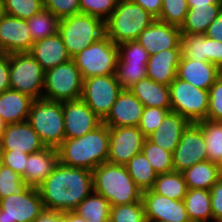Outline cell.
Instances as JSON below:
<instances>
[{
    "label": "cell",
    "mask_w": 222,
    "mask_h": 222,
    "mask_svg": "<svg viewBox=\"0 0 222 222\" xmlns=\"http://www.w3.org/2000/svg\"><path fill=\"white\" fill-rule=\"evenodd\" d=\"M37 189L46 209L74 211L93 192V173L59 163Z\"/></svg>",
    "instance_id": "obj_1"
},
{
    "label": "cell",
    "mask_w": 222,
    "mask_h": 222,
    "mask_svg": "<svg viewBox=\"0 0 222 222\" xmlns=\"http://www.w3.org/2000/svg\"><path fill=\"white\" fill-rule=\"evenodd\" d=\"M57 151L61 164L92 171L100 164L107 162L109 127L102 123L79 138L64 139Z\"/></svg>",
    "instance_id": "obj_2"
},
{
    "label": "cell",
    "mask_w": 222,
    "mask_h": 222,
    "mask_svg": "<svg viewBox=\"0 0 222 222\" xmlns=\"http://www.w3.org/2000/svg\"><path fill=\"white\" fill-rule=\"evenodd\" d=\"M93 191L111 206L142 202V191L129 175L125 165L102 163L92 170Z\"/></svg>",
    "instance_id": "obj_3"
},
{
    "label": "cell",
    "mask_w": 222,
    "mask_h": 222,
    "mask_svg": "<svg viewBox=\"0 0 222 222\" xmlns=\"http://www.w3.org/2000/svg\"><path fill=\"white\" fill-rule=\"evenodd\" d=\"M155 20L139 4L131 0H118L114 11L105 21L106 36L116 45L134 41Z\"/></svg>",
    "instance_id": "obj_4"
},
{
    "label": "cell",
    "mask_w": 222,
    "mask_h": 222,
    "mask_svg": "<svg viewBox=\"0 0 222 222\" xmlns=\"http://www.w3.org/2000/svg\"><path fill=\"white\" fill-rule=\"evenodd\" d=\"M59 35L71 59L106 35L105 21L88 14L60 19Z\"/></svg>",
    "instance_id": "obj_5"
},
{
    "label": "cell",
    "mask_w": 222,
    "mask_h": 222,
    "mask_svg": "<svg viewBox=\"0 0 222 222\" xmlns=\"http://www.w3.org/2000/svg\"><path fill=\"white\" fill-rule=\"evenodd\" d=\"M27 122L46 147L58 148L65 139L63 102L33 100Z\"/></svg>",
    "instance_id": "obj_6"
},
{
    "label": "cell",
    "mask_w": 222,
    "mask_h": 222,
    "mask_svg": "<svg viewBox=\"0 0 222 222\" xmlns=\"http://www.w3.org/2000/svg\"><path fill=\"white\" fill-rule=\"evenodd\" d=\"M83 78L73 59L45 71L42 98L66 102L81 99Z\"/></svg>",
    "instance_id": "obj_7"
},
{
    "label": "cell",
    "mask_w": 222,
    "mask_h": 222,
    "mask_svg": "<svg viewBox=\"0 0 222 222\" xmlns=\"http://www.w3.org/2000/svg\"><path fill=\"white\" fill-rule=\"evenodd\" d=\"M72 59L80 70L83 79L116 74L118 45L105 35Z\"/></svg>",
    "instance_id": "obj_8"
},
{
    "label": "cell",
    "mask_w": 222,
    "mask_h": 222,
    "mask_svg": "<svg viewBox=\"0 0 222 222\" xmlns=\"http://www.w3.org/2000/svg\"><path fill=\"white\" fill-rule=\"evenodd\" d=\"M171 111L186 118L190 123L207 119L209 94L185 80L175 78L169 85Z\"/></svg>",
    "instance_id": "obj_9"
},
{
    "label": "cell",
    "mask_w": 222,
    "mask_h": 222,
    "mask_svg": "<svg viewBox=\"0 0 222 222\" xmlns=\"http://www.w3.org/2000/svg\"><path fill=\"white\" fill-rule=\"evenodd\" d=\"M45 71L29 52L10 53V89L41 99Z\"/></svg>",
    "instance_id": "obj_10"
},
{
    "label": "cell",
    "mask_w": 222,
    "mask_h": 222,
    "mask_svg": "<svg viewBox=\"0 0 222 222\" xmlns=\"http://www.w3.org/2000/svg\"><path fill=\"white\" fill-rule=\"evenodd\" d=\"M123 87L116 74L83 79L81 99L100 118L104 119L116 102Z\"/></svg>",
    "instance_id": "obj_11"
},
{
    "label": "cell",
    "mask_w": 222,
    "mask_h": 222,
    "mask_svg": "<svg viewBox=\"0 0 222 222\" xmlns=\"http://www.w3.org/2000/svg\"><path fill=\"white\" fill-rule=\"evenodd\" d=\"M45 209L36 187H28L22 194L0 199L2 222H33Z\"/></svg>",
    "instance_id": "obj_12"
},
{
    "label": "cell",
    "mask_w": 222,
    "mask_h": 222,
    "mask_svg": "<svg viewBox=\"0 0 222 222\" xmlns=\"http://www.w3.org/2000/svg\"><path fill=\"white\" fill-rule=\"evenodd\" d=\"M146 137L138 127H109V155L107 162L125 165L141 153Z\"/></svg>",
    "instance_id": "obj_13"
},
{
    "label": "cell",
    "mask_w": 222,
    "mask_h": 222,
    "mask_svg": "<svg viewBox=\"0 0 222 222\" xmlns=\"http://www.w3.org/2000/svg\"><path fill=\"white\" fill-rule=\"evenodd\" d=\"M172 160L176 172H183L196 163L207 160L203 131L196 123H190L183 131Z\"/></svg>",
    "instance_id": "obj_14"
},
{
    "label": "cell",
    "mask_w": 222,
    "mask_h": 222,
    "mask_svg": "<svg viewBox=\"0 0 222 222\" xmlns=\"http://www.w3.org/2000/svg\"><path fill=\"white\" fill-rule=\"evenodd\" d=\"M146 222H191L183 200H173L152 190L142 192Z\"/></svg>",
    "instance_id": "obj_15"
},
{
    "label": "cell",
    "mask_w": 222,
    "mask_h": 222,
    "mask_svg": "<svg viewBox=\"0 0 222 222\" xmlns=\"http://www.w3.org/2000/svg\"><path fill=\"white\" fill-rule=\"evenodd\" d=\"M65 139L79 138L102 124L82 99L63 102Z\"/></svg>",
    "instance_id": "obj_16"
},
{
    "label": "cell",
    "mask_w": 222,
    "mask_h": 222,
    "mask_svg": "<svg viewBox=\"0 0 222 222\" xmlns=\"http://www.w3.org/2000/svg\"><path fill=\"white\" fill-rule=\"evenodd\" d=\"M33 43L26 19L6 14L0 18V50L3 53L29 52Z\"/></svg>",
    "instance_id": "obj_17"
},
{
    "label": "cell",
    "mask_w": 222,
    "mask_h": 222,
    "mask_svg": "<svg viewBox=\"0 0 222 222\" xmlns=\"http://www.w3.org/2000/svg\"><path fill=\"white\" fill-rule=\"evenodd\" d=\"M180 28L156 19L137 38L149 56L168 49H181Z\"/></svg>",
    "instance_id": "obj_18"
},
{
    "label": "cell",
    "mask_w": 222,
    "mask_h": 222,
    "mask_svg": "<svg viewBox=\"0 0 222 222\" xmlns=\"http://www.w3.org/2000/svg\"><path fill=\"white\" fill-rule=\"evenodd\" d=\"M45 147L37 132L27 121L7 124L0 139V150L32 154Z\"/></svg>",
    "instance_id": "obj_19"
},
{
    "label": "cell",
    "mask_w": 222,
    "mask_h": 222,
    "mask_svg": "<svg viewBox=\"0 0 222 222\" xmlns=\"http://www.w3.org/2000/svg\"><path fill=\"white\" fill-rule=\"evenodd\" d=\"M144 106L129 90L123 89L102 123L108 127H138Z\"/></svg>",
    "instance_id": "obj_20"
},
{
    "label": "cell",
    "mask_w": 222,
    "mask_h": 222,
    "mask_svg": "<svg viewBox=\"0 0 222 222\" xmlns=\"http://www.w3.org/2000/svg\"><path fill=\"white\" fill-rule=\"evenodd\" d=\"M60 163L57 148L45 147L29 154L22 180L30 187L38 188Z\"/></svg>",
    "instance_id": "obj_21"
},
{
    "label": "cell",
    "mask_w": 222,
    "mask_h": 222,
    "mask_svg": "<svg viewBox=\"0 0 222 222\" xmlns=\"http://www.w3.org/2000/svg\"><path fill=\"white\" fill-rule=\"evenodd\" d=\"M221 75L222 70L211 62H200L181 57L176 77L187 81L197 88L209 90Z\"/></svg>",
    "instance_id": "obj_22"
},
{
    "label": "cell",
    "mask_w": 222,
    "mask_h": 222,
    "mask_svg": "<svg viewBox=\"0 0 222 222\" xmlns=\"http://www.w3.org/2000/svg\"><path fill=\"white\" fill-rule=\"evenodd\" d=\"M181 49H168L149 56L146 73L154 82L169 86L177 74Z\"/></svg>",
    "instance_id": "obj_23"
},
{
    "label": "cell",
    "mask_w": 222,
    "mask_h": 222,
    "mask_svg": "<svg viewBox=\"0 0 222 222\" xmlns=\"http://www.w3.org/2000/svg\"><path fill=\"white\" fill-rule=\"evenodd\" d=\"M29 53L44 71L71 60L59 33L34 42Z\"/></svg>",
    "instance_id": "obj_24"
},
{
    "label": "cell",
    "mask_w": 222,
    "mask_h": 222,
    "mask_svg": "<svg viewBox=\"0 0 222 222\" xmlns=\"http://www.w3.org/2000/svg\"><path fill=\"white\" fill-rule=\"evenodd\" d=\"M190 122L176 112L170 111L155 132L147 138L165 151L173 154L181 140L183 131Z\"/></svg>",
    "instance_id": "obj_25"
},
{
    "label": "cell",
    "mask_w": 222,
    "mask_h": 222,
    "mask_svg": "<svg viewBox=\"0 0 222 222\" xmlns=\"http://www.w3.org/2000/svg\"><path fill=\"white\" fill-rule=\"evenodd\" d=\"M33 100L13 89L3 91L0 93V117L6 124L27 121Z\"/></svg>",
    "instance_id": "obj_26"
},
{
    "label": "cell",
    "mask_w": 222,
    "mask_h": 222,
    "mask_svg": "<svg viewBox=\"0 0 222 222\" xmlns=\"http://www.w3.org/2000/svg\"><path fill=\"white\" fill-rule=\"evenodd\" d=\"M144 107L171 109L169 86L146 77L129 88Z\"/></svg>",
    "instance_id": "obj_27"
},
{
    "label": "cell",
    "mask_w": 222,
    "mask_h": 222,
    "mask_svg": "<svg viewBox=\"0 0 222 222\" xmlns=\"http://www.w3.org/2000/svg\"><path fill=\"white\" fill-rule=\"evenodd\" d=\"M221 11L222 4H206L189 8L184 23L180 27L181 34H205Z\"/></svg>",
    "instance_id": "obj_28"
},
{
    "label": "cell",
    "mask_w": 222,
    "mask_h": 222,
    "mask_svg": "<svg viewBox=\"0 0 222 222\" xmlns=\"http://www.w3.org/2000/svg\"><path fill=\"white\" fill-rule=\"evenodd\" d=\"M188 189H205L212 186L222 177V168L209 160L201 161L182 172Z\"/></svg>",
    "instance_id": "obj_29"
},
{
    "label": "cell",
    "mask_w": 222,
    "mask_h": 222,
    "mask_svg": "<svg viewBox=\"0 0 222 222\" xmlns=\"http://www.w3.org/2000/svg\"><path fill=\"white\" fill-rule=\"evenodd\" d=\"M211 193L205 189H188L183 202L191 222H213Z\"/></svg>",
    "instance_id": "obj_30"
},
{
    "label": "cell",
    "mask_w": 222,
    "mask_h": 222,
    "mask_svg": "<svg viewBox=\"0 0 222 222\" xmlns=\"http://www.w3.org/2000/svg\"><path fill=\"white\" fill-rule=\"evenodd\" d=\"M111 205L106 198L96 192L87 196L74 210L87 222H109Z\"/></svg>",
    "instance_id": "obj_31"
},
{
    "label": "cell",
    "mask_w": 222,
    "mask_h": 222,
    "mask_svg": "<svg viewBox=\"0 0 222 222\" xmlns=\"http://www.w3.org/2000/svg\"><path fill=\"white\" fill-rule=\"evenodd\" d=\"M151 190L173 200H183L188 187L182 172L173 171L158 174Z\"/></svg>",
    "instance_id": "obj_32"
},
{
    "label": "cell",
    "mask_w": 222,
    "mask_h": 222,
    "mask_svg": "<svg viewBox=\"0 0 222 222\" xmlns=\"http://www.w3.org/2000/svg\"><path fill=\"white\" fill-rule=\"evenodd\" d=\"M203 131L207 160L222 168V122L202 120L196 123Z\"/></svg>",
    "instance_id": "obj_33"
},
{
    "label": "cell",
    "mask_w": 222,
    "mask_h": 222,
    "mask_svg": "<svg viewBox=\"0 0 222 222\" xmlns=\"http://www.w3.org/2000/svg\"><path fill=\"white\" fill-rule=\"evenodd\" d=\"M125 166L129 175L142 192L152 189L158 174L142 152L132 157Z\"/></svg>",
    "instance_id": "obj_34"
},
{
    "label": "cell",
    "mask_w": 222,
    "mask_h": 222,
    "mask_svg": "<svg viewBox=\"0 0 222 222\" xmlns=\"http://www.w3.org/2000/svg\"><path fill=\"white\" fill-rule=\"evenodd\" d=\"M60 19L49 10L42 9L32 18L27 19V24L33 42L42 40L58 33Z\"/></svg>",
    "instance_id": "obj_35"
},
{
    "label": "cell",
    "mask_w": 222,
    "mask_h": 222,
    "mask_svg": "<svg viewBox=\"0 0 222 222\" xmlns=\"http://www.w3.org/2000/svg\"><path fill=\"white\" fill-rule=\"evenodd\" d=\"M181 57L209 62V37L205 34L181 35Z\"/></svg>",
    "instance_id": "obj_36"
},
{
    "label": "cell",
    "mask_w": 222,
    "mask_h": 222,
    "mask_svg": "<svg viewBox=\"0 0 222 222\" xmlns=\"http://www.w3.org/2000/svg\"><path fill=\"white\" fill-rule=\"evenodd\" d=\"M141 152L149 161L157 174L170 173L174 171L172 153L165 151L160 146L152 143L146 138Z\"/></svg>",
    "instance_id": "obj_37"
},
{
    "label": "cell",
    "mask_w": 222,
    "mask_h": 222,
    "mask_svg": "<svg viewBox=\"0 0 222 222\" xmlns=\"http://www.w3.org/2000/svg\"><path fill=\"white\" fill-rule=\"evenodd\" d=\"M5 14L29 19L44 9L43 0H4Z\"/></svg>",
    "instance_id": "obj_38"
},
{
    "label": "cell",
    "mask_w": 222,
    "mask_h": 222,
    "mask_svg": "<svg viewBox=\"0 0 222 222\" xmlns=\"http://www.w3.org/2000/svg\"><path fill=\"white\" fill-rule=\"evenodd\" d=\"M189 8L187 0H163L158 20L181 27Z\"/></svg>",
    "instance_id": "obj_39"
},
{
    "label": "cell",
    "mask_w": 222,
    "mask_h": 222,
    "mask_svg": "<svg viewBox=\"0 0 222 222\" xmlns=\"http://www.w3.org/2000/svg\"><path fill=\"white\" fill-rule=\"evenodd\" d=\"M29 185L22 180V177L1 164L0 166V199L10 196L11 194H22Z\"/></svg>",
    "instance_id": "obj_40"
},
{
    "label": "cell",
    "mask_w": 222,
    "mask_h": 222,
    "mask_svg": "<svg viewBox=\"0 0 222 222\" xmlns=\"http://www.w3.org/2000/svg\"><path fill=\"white\" fill-rule=\"evenodd\" d=\"M148 52L137 41H126L118 45L117 64H147Z\"/></svg>",
    "instance_id": "obj_41"
},
{
    "label": "cell",
    "mask_w": 222,
    "mask_h": 222,
    "mask_svg": "<svg viewBox=\"0 0 222 222\" xmlns=\"http://www.w3.org/2000/svg\"><path fill=\"white\" fill-rule=\"evenodd\" d=\"M109 222H146L143 203L111 206Z\"/></svg>",
    "instance_id": "obj_42"
},
{
    "label": "cell",
    "mask_w": 222,
    "mask_h": 222,
    "mask_svg": "<svg viewBox=\"0 0 222 222\" xmlns=\"http://www.w3.org/2000/svg\"><path fill=\"white\" fill-rule=\"evenodd\" d=\"M147 64H117L116 77L123 89H129L147 77Z\"/></svg>",
    "instance_id": "obj_43"
},
{
    "label": "cell",
    "mask_w": 222,
    "mask_h": 222,
    "mask_svg": "<svg viewBox=\"0 0 222 222\" xmlns=\"http://www.w3.org/2000/svg\"><path fill=\"white\" fill-rule=\"evenodd\" d=\"M170 111L171 109L144 107L138 128L147 138L150 134L156 131L158 126L162 123L163 119Z\"/></svg>",
    "instance_id": "obj_44"
},
{
    "label": "cell",
    "mask_w": 222,
    "mask_h": 222,
    "mask_svg": "<svg viewBox=\"0 0 222 222\" xmlns=\"http://www.w3.org/2000/svg\"><path fill=\"white\" fill-rule=\"evenodd\" d=\"M117 2L118 0H80V13L106 21L117 6Z\"/></svg>",
    "instance_id": "obj_45"
},
{
    "label": "cell",
    "mask_w": 222,
    "mask_h": 222,
    "mask_svg": "<svg viewBox=\"0 0 222 222\" xmlns=\"http://www.w3.org/2000/svg\"><path fill=\"white\" fill-rule=\"evenodd\" d=\"M44 9L59 19L80 13V0H43Z\"/></svg>",
    "instance_id": "obj_46"
},
{
    "label": "cell",
    "mask_w": 222,
    "mask_h": 222,
    "mask_svg": "<svg viewBox=\"0 0 222 222\" xmlns=\"http://www.w3.org/2000/svg\"><path fill=\"white\" fill-rule=\"evenodd\" d=\"M209 105L207 120L222 122V75L208 90Z\"/></svg>",
    "instance_id": "obj_47"
},
{
    "label": "cell",
    "mask_w": 222,
    "mask_h": 222,
    "mask_svg": "<svg viewBox=\"0 0 222 222\" xmlns=\"http://www.w3.org/2000/svg\"><path fill=\"white\" fill-rule=\"evenodd\" d=\"M28 155L29 154L23 153L21 151L14 152V150H0V159L2 165L11 168L20 176L24 174Z\"/></svg>",
    "instance_id": "obj_48"
},
{
    "label": "cell",
    "mask_w": 222,
    "mask_h": 222,
    "mask_svg": "<svg viewBox=\"0 0 222 222\" xmlns=\"http://www.w3.org/2000/svg\"><path fill=\"white\" fill-rule=\"evenodd\" d=\"M210 193L213 222H222V177L212 186Z\"/></svg>",
    "instance_id": "obj_49"
},
{
    "label": "cell",
    "mask_w": 222,
    "mask_h": 222,
    "mask_svg": "<svg viewBox=\"0 0 222 222\" xmlns=\"http://www.w3.org/2000/svg\"><path fill=\"white\" fill-rule=\"evenodd\" d=\"M10 54L0 56V93L10 89Z\"/></svg>",
    "instance_id": "obj_50"
},
{
    "label": "cell",
    "mask_w": 222,
    "mask_h": 222,
    "mask_svg": "<svg viewBox=\"0 0 222 222\" xmlns=\"http://www.w3.org/2000/svg\"><path fill=\"white\" fill-rule=\"evenodd\" d=\"M209 62L222 70V42L209 38Z\"/></svg>",
    "instance_id": "obj_51"
},
{
    "label": "cell",
    "mask_w": 222,
    "mask_h": 222,
    "mask_svg": "<svg viewBox=\"0 0 222 222\" xmlns=\"http://www.w3.org/2000/svg\"><path fill=\"white\" fill-rule=\"evenodd\" d=\"M139 4L145 11L156 19L160 16L163 0H131Z\"/></svg>",
    "instance_id": "obj_52"
},
{
    "label": "cell",
    "mask_w": 222,
    "mask_h": 222,
    "mask_svg": "<svg viewBox=\"0 0 222 222\" xmlns=\"http://www.w3.org/2000/svg\"><path fill=\"white\" fill-rule=\"evenodd\" d=\"M205 36L215 41L222 42V11L217 15L216 19L210 24L205 33Z\"/></svg>",
    "instance_id": "obj_53"
},
{
    "label": "cell",
    "mask_w": 222,
    "mask_h": 222,
    "mask_svg": "<svg viewBox=\"0 0 222 222\" xmlns=\"http://www.w3.org/2000/svg\"><path fill=\"white\" fill-rule=\"evenodd\" d=\"M63 212L44 209L33 222H62Z\"/></svg>",
    "instance_id": "obj_54"
},
{
    "label": "cell",
    "mask_w": 222,
    "mask_h": 222,
    "mask_svg": "<svg viewBox=\"0 0 222 222\" xmlns=\"http://www.w3.org/2000/svg\"><path fill=\"white\" fill-rule=\"evenodd\" d=\"M62 222H87V221L74 211H66L63 212Z\"/></svg>",
    "instance_id": "obj_55"
},
{
    "label": "cell",
    "mask_w": 222,
    "mask_h": 222,
    "mask_svg": "<svg viewBox=\"0 0 222 222\" xmlns=\"http://www.w3.org/2000/svg\"><path fill=\"white\" fill-rule=\"evenodd\" d=\"M188 8L206 4H222V0H187Z\"/></svg>",
    "instance_id": "obj_56"
},
{
    "label": "cell",
    "mask_w": 222,
    "mask_h": 222,
    "mask_svg": "<svg viewBox=\"0 0 222 222\" xmlns=\"http://www.w3.org/2000/svg\"><path fill=\"white\" fill-rule=\"evenodd\" d=\"M6 123L4 122V120L0 117V139H1V136L5 130V127H6Z\"/></svg>",
    "instance_id": "obj_57"
},
{
    "label": "cell",
    "mask_w": 222,
    "mask_h": 222,
    "mask_svg": "<svg viewBox=\"0 0 222 222\" xmlns=\"http://www.w3.org/2000/svg\"><path fill=\"white\" fill-rule=\"evenodd\" d=\"M5 15L4 0H0V18Z\"/></svg>",
    "instance_id": "obj_58"
}]
</instances>
